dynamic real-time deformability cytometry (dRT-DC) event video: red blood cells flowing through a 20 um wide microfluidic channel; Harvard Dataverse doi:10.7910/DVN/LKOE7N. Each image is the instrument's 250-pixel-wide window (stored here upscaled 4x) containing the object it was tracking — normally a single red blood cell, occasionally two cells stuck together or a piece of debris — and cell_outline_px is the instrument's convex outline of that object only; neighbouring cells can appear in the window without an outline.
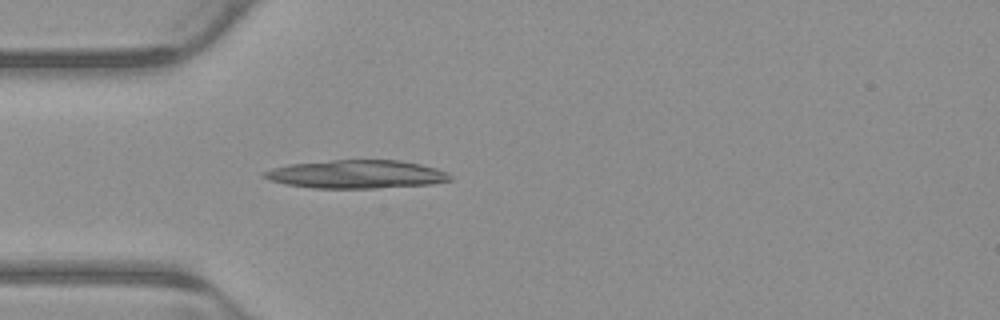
{"species": "common noctule bat (a hibernating species)", "species_latin": "Nyctalus noctula", "temperature_condition": "warm", "stored_images_in_passage": 3, "camera_frame_rate_fps": 3000, "um_per_image_px": 0.085, "animal": {"sex": "male", "body_mass_g": 23.1, "forearm_length_mm": 52.7}, "frame": {"image": 1, "passage_image": 3, "time_ms": 0.667, "image_size_px": [1000, 320], "cell_outline_px": [[452, 180], [432, 184], [376, 188], [312, 188], [284, 184], [260, 176], [260, 172], [272, 168], [288, 164], [332, 160], [400, 160], [420, 164], [436, 168], [448, 172], [452, 176]], "centroid_in_image_um": [30.28, 14.81], "position_along_channel_um": 54.7, "area_um2": 30.92}}